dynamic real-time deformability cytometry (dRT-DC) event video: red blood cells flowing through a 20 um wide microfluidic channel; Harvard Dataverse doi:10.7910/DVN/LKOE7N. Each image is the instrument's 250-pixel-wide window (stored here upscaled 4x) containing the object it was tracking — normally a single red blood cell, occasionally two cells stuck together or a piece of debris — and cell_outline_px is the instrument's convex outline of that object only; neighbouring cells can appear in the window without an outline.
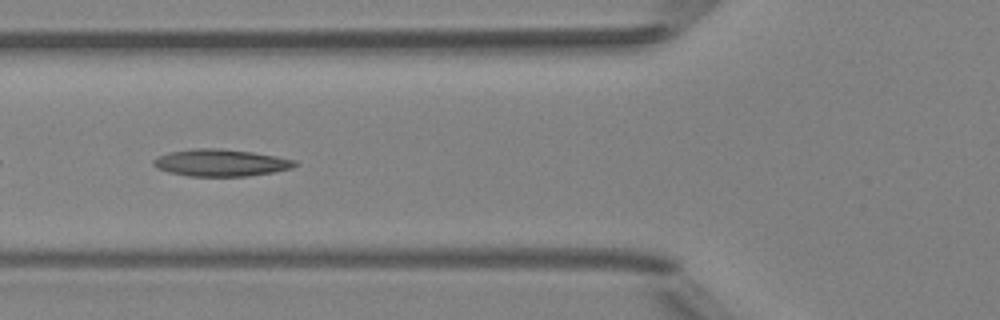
{"species": "Egyptian fruit bat (a non-hibernating species)", "species_latin": "Rousettus aegyptiacus", "temperature_condition": "room temperature", "stored_images_in_passage": 8, "camera_frame_rate_fps": 3000, "um_per_image_px": 0.085, "animal": {"sex": "female"}, "frame": {"image": 1, "passage_image": 8, "time_ms": 8.667, "image_size_px": [1000, 320], "cell_outline_px": [[300, 164], [292, 168], [272, 172], [248, 176], [188, 176], [168, 172], [156, 168], [152, 164], [152, 160], [156, 156], [168, 152], [192, 148], [224, 148], [252, 152], [276, 156], [296, 160]], "centroid_in_image_um": [18.73, 13.82], "position_along_channel_um": 107.1, "area_um2": 22.6}}